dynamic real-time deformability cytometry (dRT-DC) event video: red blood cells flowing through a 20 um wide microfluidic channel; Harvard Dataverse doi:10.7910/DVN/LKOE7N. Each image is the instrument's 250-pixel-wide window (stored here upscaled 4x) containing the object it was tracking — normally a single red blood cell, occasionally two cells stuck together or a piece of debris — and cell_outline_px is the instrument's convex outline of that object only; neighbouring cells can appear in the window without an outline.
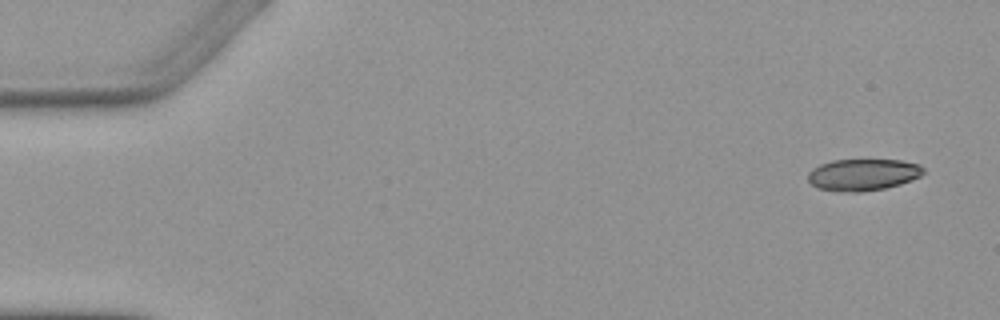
{"species": "Egyptian fruit bat (a non-hibernating species)", "species_latin": "Rousettus aegyptiacus", "temperature_condition": "warm", "stored_images_in_passage": 3, "camera_frame_rate_fps": 3000, "um_per_image_px": 0.085, "animal": {"sex": "female"}, "frame": {"image": 1, "passage_image": 1, "time_ms": 0.0, "image_size_px": [1000, 320], "cell_outline_px": [[924, 172], [920, 176], [912, 180], [900, 184], [884, 188], [860, 192], [852, 192], [820, 188], [812, 184], [808, 180], [808, 172], [812, 168], [820, 164], [832, 160], [900, 160], [920, 164], [924, 168]], "centroid_in_image_um": [73.37, 14.83], "position_along_channel_um": 11.6, "area_um2": 21.21}}